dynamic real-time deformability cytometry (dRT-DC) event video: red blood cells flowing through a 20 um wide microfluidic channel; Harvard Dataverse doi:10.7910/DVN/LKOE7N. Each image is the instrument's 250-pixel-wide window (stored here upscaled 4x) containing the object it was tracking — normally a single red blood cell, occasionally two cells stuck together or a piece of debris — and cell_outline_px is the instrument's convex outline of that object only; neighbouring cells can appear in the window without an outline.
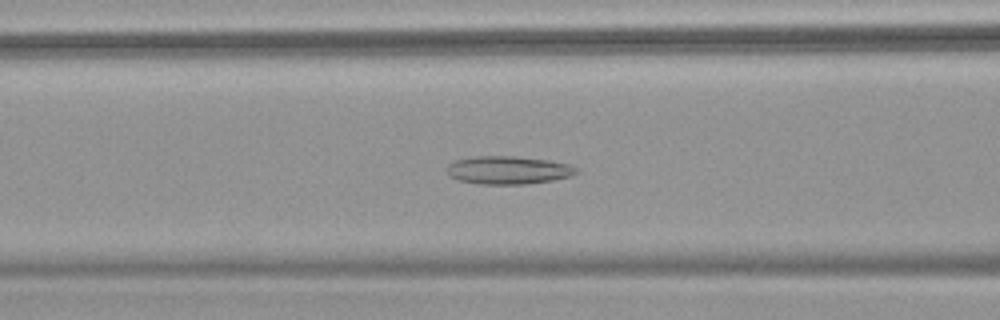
{"species": "common noctule bat (a hibernating species)", "species_latin": "Nyctalus noctula", "temperature_condition": "warm", "stored_images_in_passage": 54, "camera_frame_rate_fps": 3000, "um_per_image_px": 0.085, "animal": {"sex": "female", "body_mass_g": 18.4}, "frame": {"image": 1, "passage_image": 23, "time_ms": 7.333, "image_size_px": [1000, 320], "cell_outline_px": [[580, 172], [572, 176], [552, 180], [528, 184], [480, 184], [460, 180], [448, 176], [448, 164], [456, 160], [476, 156], [516, 156], [548, 160], [568, 164], [576, 168]], "centroid_in_image_um": [43.22, 14.46], "position_along_channel_um": 123.4, "area_um2": 21.15}}
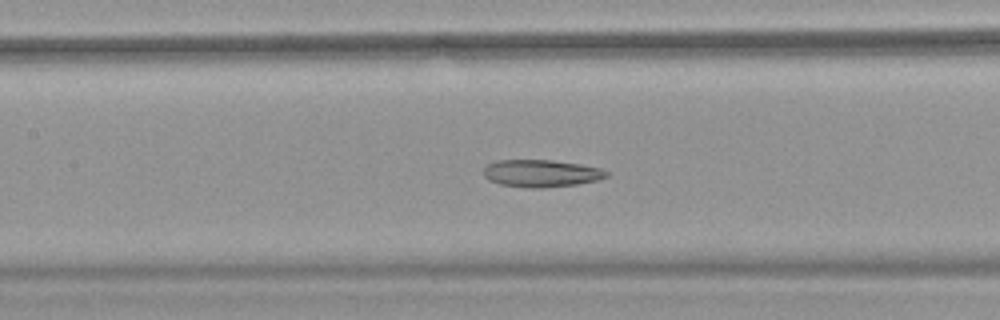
{"frame": {"image": 2, "passage_image": 26, "time_ms": 8.333, "image_size_px": [1000, 320], "cell_outline_px": [[608, 176], [600, 180], [576, 184], [544, 188], [528, 188], [500, 184], [488, 180], [484, 176], [484, 168], [488, 164], [496, 160], [552, 160], [580, 164], [600, 168], [608, 172]], "centroid_in_image_um": [46.0, 14.74], "position_along_channel_um": 161.4, "area_um2": 19.65}}
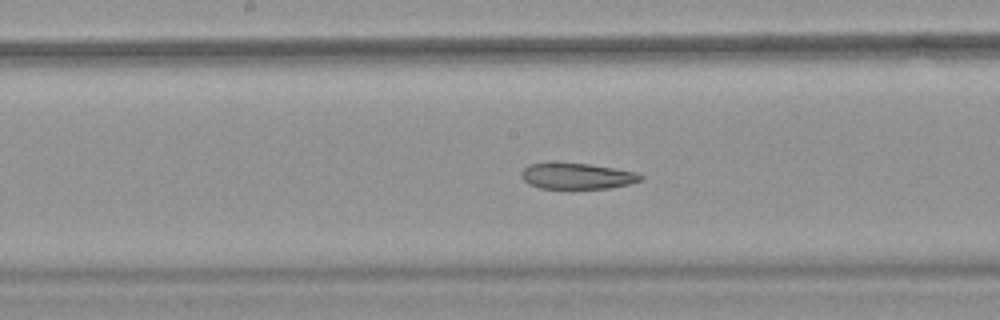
{"frame": {"image": 3, "passage_image": 29, "time_ms": 9.333, "image_size_px": [1000, 320], "cell_outline_px": [[644, 176], [640, 180], [628, 184], [608, 188], [540, 188], [528, 184], [520, 176], [520, 172], [528, 164], [588, 164], [636, 172]], "centroid_in_image_um": [49.02, 14.98], "position_along_channel_um": 199.2, "area_um2": 17.57}, "authors_computed_cell_mechanics": {"area_um2": 23.987, "velocity_mm_per_s": 3.8002, "shape_relaxation_time_tau1_ms": null, "shape_relaxation_time_tau2_ms": 2.9515, "deformation_change_tau1": null, "deformation_change_tau2": 0.0996}}